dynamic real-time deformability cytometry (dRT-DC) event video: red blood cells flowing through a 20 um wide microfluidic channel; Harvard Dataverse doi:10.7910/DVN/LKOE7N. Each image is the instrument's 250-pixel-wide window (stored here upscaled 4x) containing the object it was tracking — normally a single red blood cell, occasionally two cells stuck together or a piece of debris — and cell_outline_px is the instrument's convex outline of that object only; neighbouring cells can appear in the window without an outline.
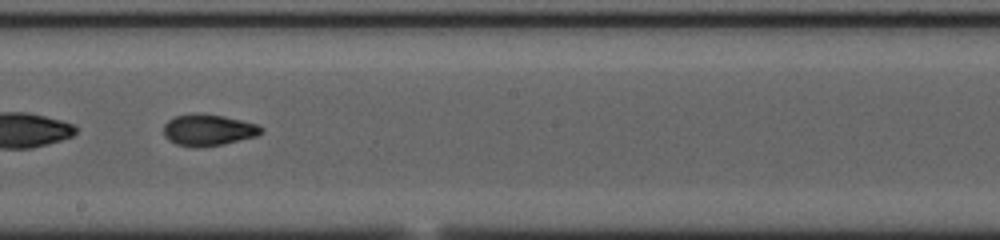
{"species": "common noctule bat (a hibernating species)", "species_latin": "Nyctalus noctula", "temperature_condition": "cold", "stored_images_in_passage": 53, "segment_of_instrument_passage": [2, 2], "camera_frame_rate_fps": 3000, "um_per_image_px": 0.085, "animal": {"sex": "female", "body_mass_g": 23.0, "forearm_length_mm": 53.4}, "frame": {"image": 1, "passage_image": 28, "time_ms": 9.0, "image_size_px": [1000, 240], "cell_outline_px": [[264, 132], [256, 136], [220, 144], [176, 144], [168, 140], [164, 136], [164, 124], [168, 120], [176, 116], [196, 112], [224, 116], [256, 124], [264, 128]], "centroid_in_image_um": [17.71, 10.99], "position_along_channel_um": 230.5, "area_um2": 17.22}}